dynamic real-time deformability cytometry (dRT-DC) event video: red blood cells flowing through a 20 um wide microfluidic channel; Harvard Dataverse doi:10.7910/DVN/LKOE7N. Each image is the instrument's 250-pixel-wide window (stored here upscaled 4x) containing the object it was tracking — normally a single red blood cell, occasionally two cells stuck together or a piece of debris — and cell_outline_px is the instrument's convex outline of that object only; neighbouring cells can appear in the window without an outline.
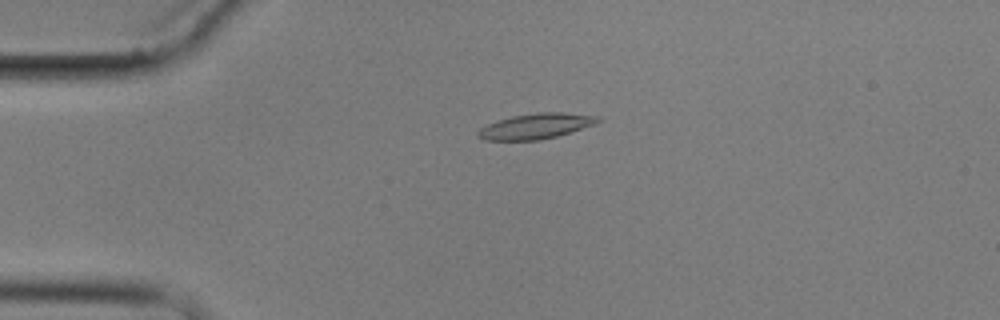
{"species": "common noctule bat (a hibernating species)", "species_latin": "Nyctalus noctula", "temperature_condition": "cold", "stored_images_in_passage": 6, "camera_frame_rate_fps": 3000, "um_per_image_px": 0.085, "animal": {"sex": "male", "body_mass_g": 17.9}, "frame": {"image": 1, "passage_image": 4, "time_ms": 3.333, "image_size_px": [1000, 320], "cell_outline_px": [[600, 120], [596, 124], [556, 136], [540, 140], [484, 140], [476, 136], [476, 132], [480, 128], [488, 124], [512, 116], [536, 112], [564, 112], [596, 116]], "centroid_in_image_um": [45.52, 10.72], "position_along_channel_um": 39.5, "area_um2": 17.63}}
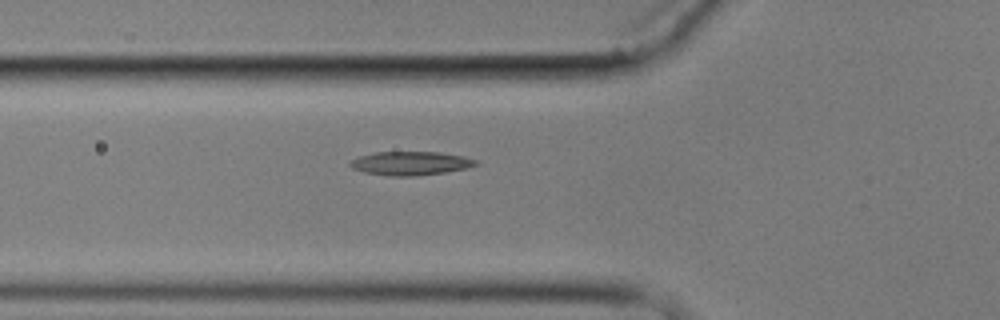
{"frame": {"image": 2, "passage_image": 6, "time_ms": 5.667, "image_size_px": [1000, 320], "cell_outline_px": [[480, 164], [464, 168], [444, 172], [416, 176], [388, 176], [364, 172], [352, 168], [348, 164], [352, 160], [360, 156], [376, 152], [440, 152], [464, 156], [480, 160]], "centroid_in_image_um": [34.92, 13.88], "position_along_channel_um": 90.9, "area_um2": 17.4}}